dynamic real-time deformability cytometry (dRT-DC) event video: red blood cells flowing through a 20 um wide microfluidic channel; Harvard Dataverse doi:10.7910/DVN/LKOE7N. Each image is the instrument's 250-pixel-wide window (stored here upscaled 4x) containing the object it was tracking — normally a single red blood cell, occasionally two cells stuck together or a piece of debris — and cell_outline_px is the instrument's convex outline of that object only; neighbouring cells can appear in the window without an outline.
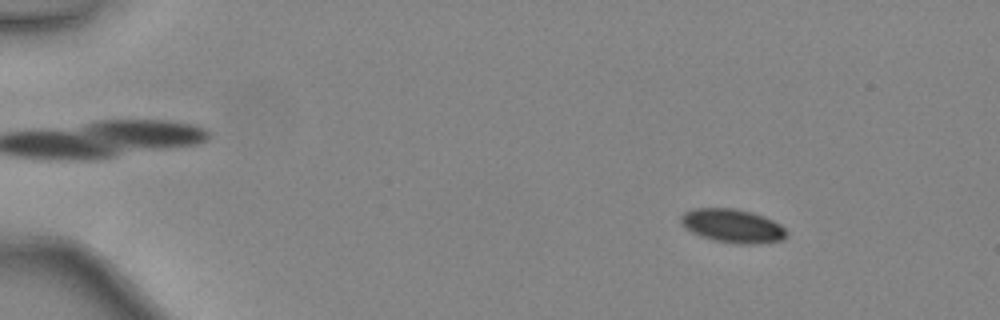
{"species": "common noctule bat (a hibernating species)", "species_latin": "Nyctalus noctula", "temperature_condition": "warm", "stored_images_in_passage": 48, "camera_frame_rate_fps": 3000, "um_per_image_px": 0.085, "animal": {"sex": "female", "body_mass_g": 24.6, "forearm_length_mm": 56.2}, "frame": {"image": 1, "passage_image": 7, "time_ms": 2.0, "image_size_px": [1000, 320], "cell_outline_px": [[788, 236], [784, 240], [756, 244], [736, 244], [712, 240], [700, 236], [692, 232], [680, 220], [680, 216], [684, 212], [692, 208], [732, 208], [752, 212], [764, 216], [780, 224], [788, 232]], "centroid_in_image_um": [62.3, 19.2], "position_along_channel_um": 22.7, "area_um2": 20.87}}
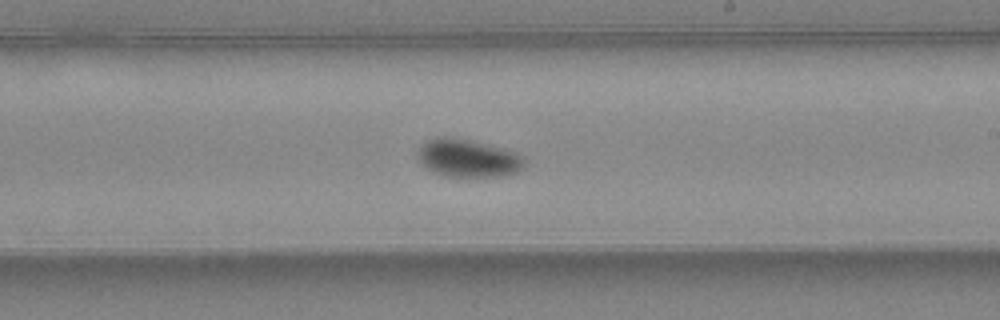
{"frame": {"image": 2, "passage_image": 30, "time_ms": 9.667, "image_size_px": [1000, 320], "cell_outline_px": [[524, 164], [516, 172], [504, 176], [444, 176], [432, 172], [416, 156], [416, 148], [424, 140], [436, 136], [444, 136], [468, 140], [516, 152], [524, 156]], "centroid_in_image_um": [39.7, 13.43], "position_along_channel_um": 249.3, "area_um2": 23.52}}
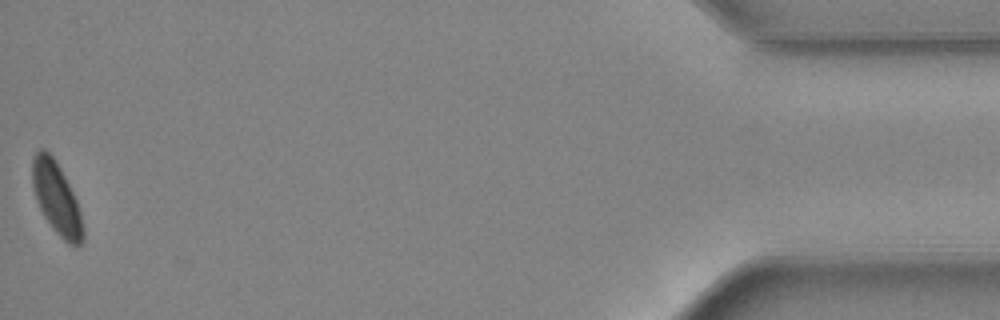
{"frame": {"image": 3, "passage_image": 48, "time_ms": 15.667, "image_size_px": [1000, 320], "cell_outline_px": [[84, 240], [80, 244], [68, 244], [52, 228], [44, 216], [36, 200], [32, 184], [32, 156], [40, 148], [44, 148], [52, 156], [60, 168], [76, 200], [80, 212], [84, 232]], "centroid_in_image_um": [4.78, 16.84], "position_along_channel_um": 430.4, "area_um2": 20.98}, "authors_computed_cell_mechanics": {"area_um2": 21.5883, "velocity_mm_per_s": 4.4402, "shape_relaxation_time_tau1_ms": 4.2064, "shape_relaxation_time_tau2_ms": null, "deformation_change_tau1": 0.1066, "deformation_change_tau2": null}}